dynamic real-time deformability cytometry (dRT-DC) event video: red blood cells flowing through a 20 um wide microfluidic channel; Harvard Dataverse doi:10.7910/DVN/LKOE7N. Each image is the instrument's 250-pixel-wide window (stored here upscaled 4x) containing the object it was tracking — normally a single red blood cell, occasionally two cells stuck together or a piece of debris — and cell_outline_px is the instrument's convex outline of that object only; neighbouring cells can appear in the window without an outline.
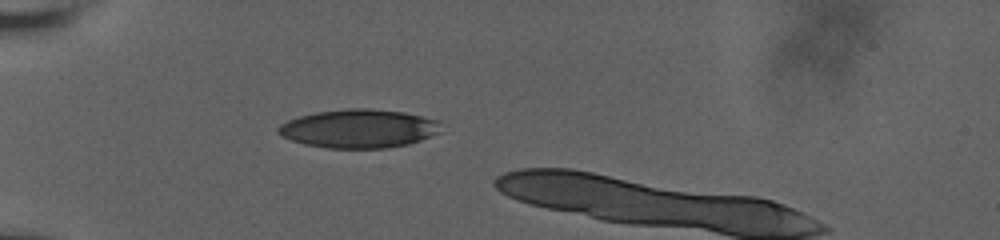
{"species": "human", "species_latin": "Homo sapiens", "temperature_condition": "room temperature", "stored_images_in_passage": 11, "segment_of_instrument_passage": [1, 2], "camera_frame_rate_fps": 3000, "um_per_image_px": 0.085, "donor": {"sex": "male"}, "frame": {"image": 1, "passage_image": 1, "time_ms": 0.0, "image_size_px": [1000, 240], "cell_outline_px": [[440, 132], [420, 140], [408, 144], [388, 148], [328, 148], [304, 144], [280, 136], [276, 132], [276, 128], [280, 124], [288, 120], [300, 116], [316, 112], [348, 108], [372, 108], [404, 112], [436, 120]], "centroid_in_image_um": [30.44, 10.93], "position_along_channel_um": 54.6, "area_um2": 36.53}}
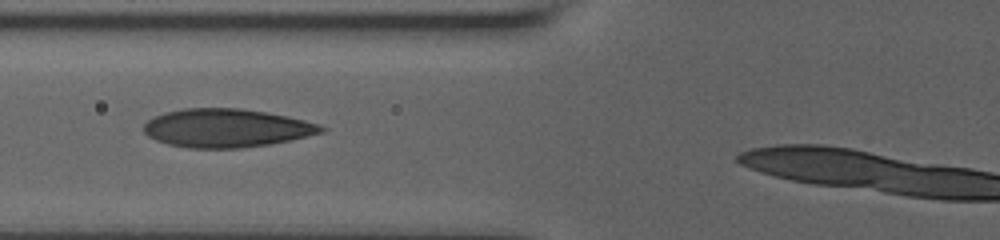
{"frame": {"image": 2, "passage_image": 5, "time_ms": 2.0, "image_size_px": [1000, 240], "cell_outline_px": [[328, 128], [324, 132], [292, 140], [268, 144], [240, 148], [188, 148], [168, 144], [156, 140], [148, 136], [144, 132], [144, 124], [152, 116], [164, 112], [184, 108], [240, 108], [268, 112], [288, 116], [320, 124]], "centroid_in_image_um": [19.26, 10.88], "position_along_channel_um": 106.5, "area_um2": 40.06}}
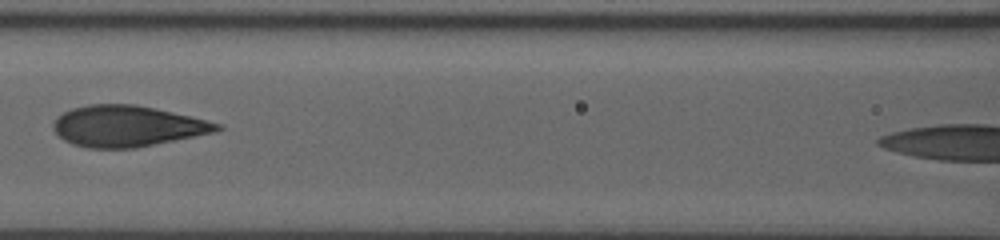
{"frame": {"image": 3, "passage_image": 8, "time_ms": 3.333, "image_size_px": [1000, 240], "cell_outline_px": [[224, 128], [216, 132], [136, 148], [88, 148], [72, 144], [64, 140], [52, 128], [52, 124], [56, 116], [72, 108], [88, 104], [136, 104], [156, 108], [220, 124]], "centroid_in_image_um": [10.78, 10.72], "position_along_channel_um": 155.8, "area_um2": 39.13}}